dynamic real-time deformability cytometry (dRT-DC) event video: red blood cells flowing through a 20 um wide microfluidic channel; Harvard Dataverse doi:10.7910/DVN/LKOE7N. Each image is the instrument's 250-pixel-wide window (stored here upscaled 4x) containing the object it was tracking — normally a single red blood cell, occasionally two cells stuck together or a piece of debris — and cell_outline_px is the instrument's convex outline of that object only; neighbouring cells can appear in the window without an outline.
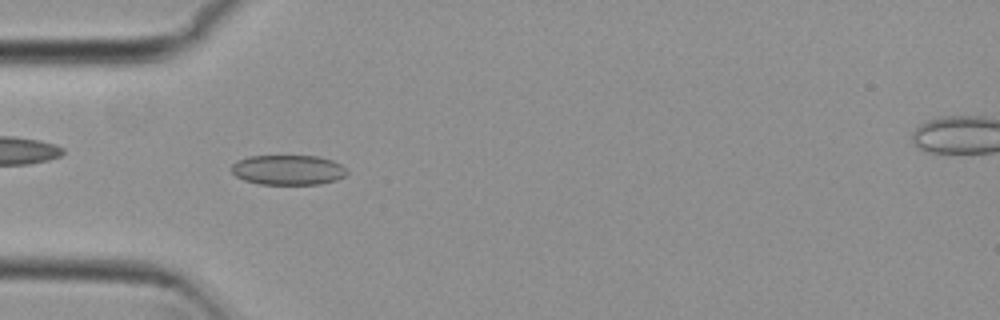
{"species": "common noctule bat (a hibernating species)", "species_latin": "Nyctalus noctula", "temperature_condition": "cold", "stored_images_in_passage": 52, "camera_frame_rate_fps": 3000, "um_per_image_px": 0.085, "animal": {"sex": "female", "body_mass_g": 29.2, "forearm_length_mm": 56.3}, "frame": {"image": 1, "passage_image": 15, "time_ms": 4.667, "image_size_px": [1000, 320], "cell_outline_px": [[348, 172], [344, 176], [336, 180], [320, 184], [260, 184], [244, 180], [236, 176], [232, 172], [232, 164], [236, 160], [248, 156], [320, 156], [332, 160], [340, 164]], "centroid_in_image_um": [24.47, 14.44], "position_along_channel_um": 60.5, "area_um2": 20.17}}
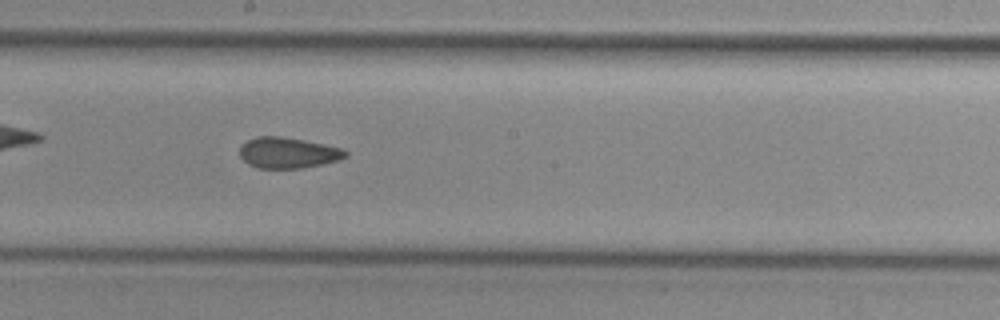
{"frame": {"image": 2, "passage_image": 28, "time_ms": 9.0, "image_size_px": [1000, 320], "cell_outline_px": [[348, 156], [340, 160], [324, 164], [300, 168], [256, 168], [248, 164], [240, 156], [240, 144], [256, 136], [280, 136], [304, 140], [344, 148], [348, 152]], "centroid_in_image_um": [24.5, 12.98], "position_along_channel_um": 223.7, "area_um2": 19.25}}
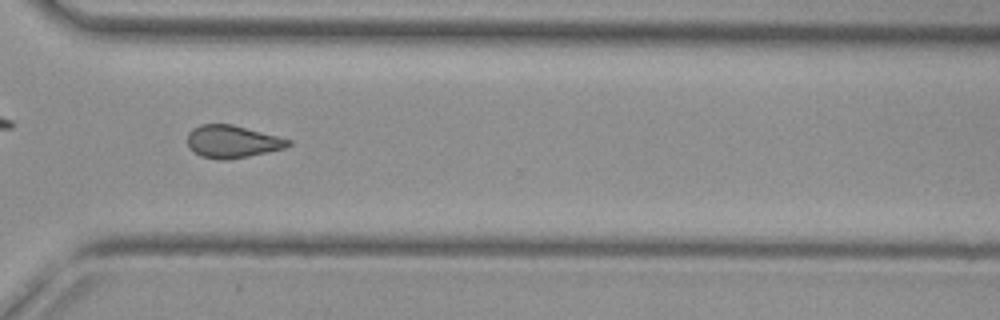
{"frame": {"image": 3, "passage_image": 38, "time_ms": 12.333, "image_size_px": [1000, 320], "cell_outline_px": [[292, 144], [284, 148], [248, 156], [224, 160], [220, 160], [200, 156], [188, 148], [188, 132], [192, 128], [200, 124], [232, 124], [292, 140]], "centroid_in_image_um": [19.71, 12.03], "position_along_channel_um": 350.9, "area_um2": 19.07}, "authors_computed_cell_mechanics": {"area_um2": 19.652, "velocity_mm_per_s": 3.8142, "shape_relaxation_time_tau1_ms": null, "shape_relaxation_time_tau2_ms": 3.3811, "deformation_change_tau1": null, "deformation_change_tau2": 0.0936}}